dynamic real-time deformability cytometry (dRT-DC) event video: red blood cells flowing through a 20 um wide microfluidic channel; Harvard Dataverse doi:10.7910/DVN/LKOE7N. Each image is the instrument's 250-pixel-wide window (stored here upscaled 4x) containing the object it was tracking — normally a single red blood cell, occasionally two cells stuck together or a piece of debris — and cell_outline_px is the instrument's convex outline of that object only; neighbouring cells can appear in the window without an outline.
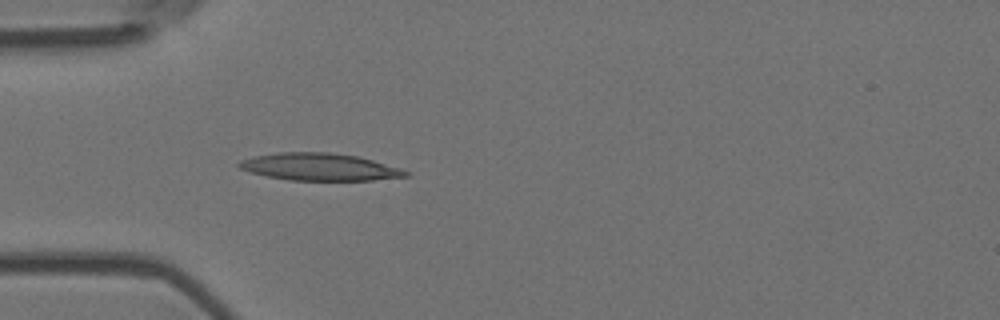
{"species": "Egyptian fruit bat (a non-hibernating species)", "species_latin": "Rousettus aegyptiacus", "temperature_condition": "room temperature", "stored_images_in_passage": 5, "camera_frame_rate_fps": 3000, "um_per_image_px": 0.085, "animal": {"sex": "female"}, "frame": {"image": 1, "passage_image": 5, "time_ms": 1.333, "image_size_px": [1000, 320], "cell_outline_px": [[408, 176], [372, 180], [288, 180], [268, 176], [252, 172], [240, 168], [236, 164], [240, 160], [256, 156], [280, 152], [328, 152], [356, 156], [372, 160], [400, 168], [408, 172]], "centroid_in_image_um": [27.15, 14.18], "position_along_channel_um": 57.9, "area_um2": 26.13}}